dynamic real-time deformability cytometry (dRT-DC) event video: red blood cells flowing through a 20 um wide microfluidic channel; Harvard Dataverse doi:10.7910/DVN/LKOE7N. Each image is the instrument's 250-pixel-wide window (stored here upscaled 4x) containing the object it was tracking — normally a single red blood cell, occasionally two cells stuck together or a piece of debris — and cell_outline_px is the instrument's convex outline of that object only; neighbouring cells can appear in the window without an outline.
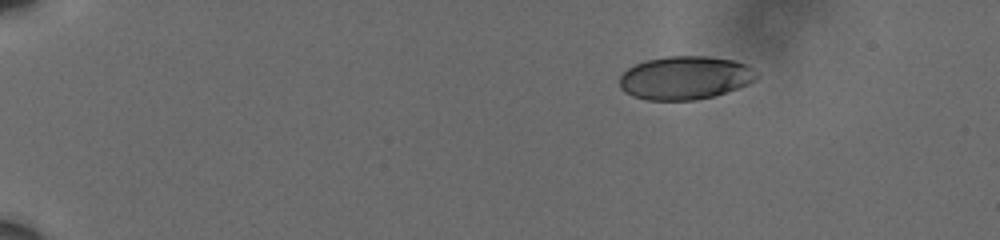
{"species": "human", "species_latin": "Homo sapiens", "temperature_condition": "cold", "stored_images_in_passage": 50, "camera_frame_rate_fps": 3000, "um_per_image_px": 0.085, "donor": {"sex": "male"}, "frame": {"image": 1, "passage_image": 1, "time_ms": 0.0, "image_size_px": [1000, 240], "cell_outline_px": [[760, 76], [748, 84], [712, 96], [696, 100], [648, 100], [632, 96], [624, 92], [620, 88], [620, 76], [628, 68], [644, 60], [668, 56], [708, 56], [732, 60], [748, 64]], "centroid_in_image_um": [58.22, 6.61], "position_along_channel_um": 26.8, "area_um2": 34.62}}
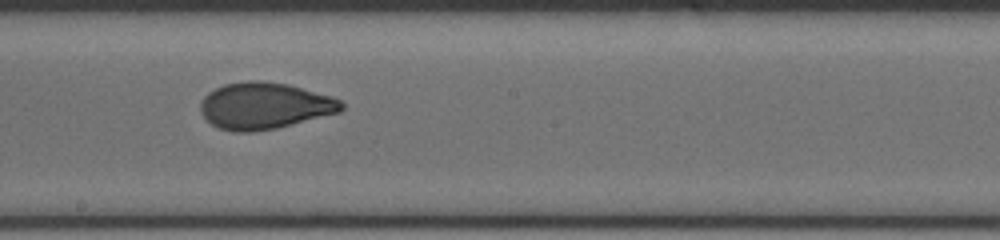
{"frame": {"image": 2, "passage_image": 27, "time_ms": 8.667, "image_size_px": [1000, 240], "cell_outline_px": [[344, 108], [340, 112], [276, 128], [252, 132], [232, 132], [220, 128], [212, 124], [200, 112], [200, 100], [208, 92], [224, 84], [248, 80], [260, 80], [288, 84], [332, 96], [340, 100], [344, 104]], "centroid_in_image_um": [22.47, 8.98], "position_along_channel_um": 225.7, "area_um2": 38.38}}
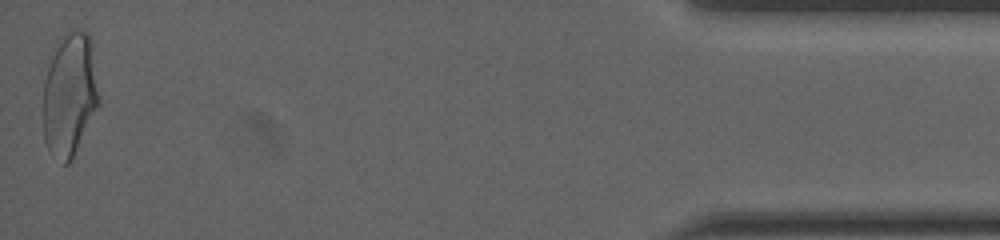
{"frame": {"image": 3, "passage_image": 50, "time_ms": 16.333, "image_size_px": [1000, 240], "cell_outline_px": [[100, 104], [68, 164], [64, 164], [48, 148], [44, 140], [44, 80], [48, 68], [60, 36], [72, 32], [88, 32], [92, 40], [100, 96]], "centroid_in_image_um": [5.96, 8.01], "position_along_channel_um": 429.2, "area_um2": 39.65}, "authors_computed_cell_mechanics": {"area_um2": 37.5989, "velocity_mm_per_s": 3.6212, "shape_relaxation_time_tau1_ms": 5.8704, "shape_relaxation_time_tau2_ms": 0.8134, "deformation_change_tau1": 0.1721, "deformation_change_tau2": 0.0514}}